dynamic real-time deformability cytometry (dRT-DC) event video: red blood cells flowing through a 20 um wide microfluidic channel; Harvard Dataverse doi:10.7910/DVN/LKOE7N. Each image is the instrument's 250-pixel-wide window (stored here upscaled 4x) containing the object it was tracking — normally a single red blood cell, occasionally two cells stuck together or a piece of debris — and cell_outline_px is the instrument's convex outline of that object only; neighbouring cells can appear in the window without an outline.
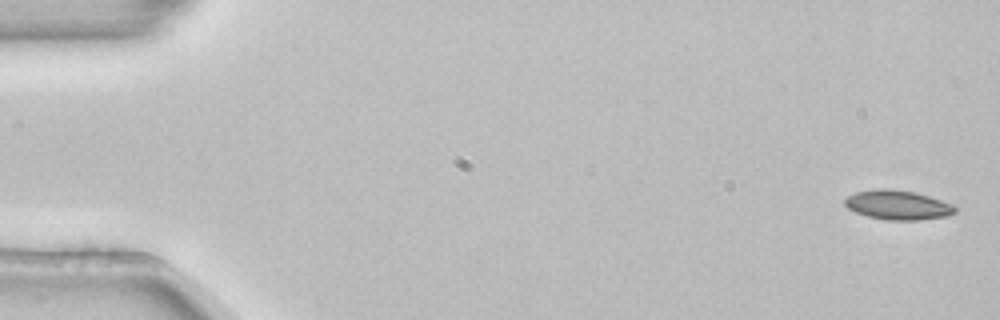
{"species": "common noctule bat (a hibernating species)", "species_latin": "Nyctalus noctula", "temperature_condition": "room temperature", "stored_images_in_passage": 5, "camera_frame_rate_fps": 3000, "um_per_image_px": 0.085, "animal": {"sex": "female", "body_mass_g": 22.7, "forearm_length_mm": 54.2}, "frame": {"image": 1, "passage_image": 1, "time_ms": 0.0, "image_size_px": [1000, 320], "cell_outline_px": [[956, 212], [948, 216], [920, 220], [884, 220], [868, 216], [856, 212], [848, 208], [844, 204], [844, 200], [848, 196], [856, 192], [872, 188], [888, 188], [916, 192], [952, 204], [956, 208]], "centroid_in_image_um": [76.3, 17.42], "position_along_channel_um": 8.7, "area_um2": 19.02}}
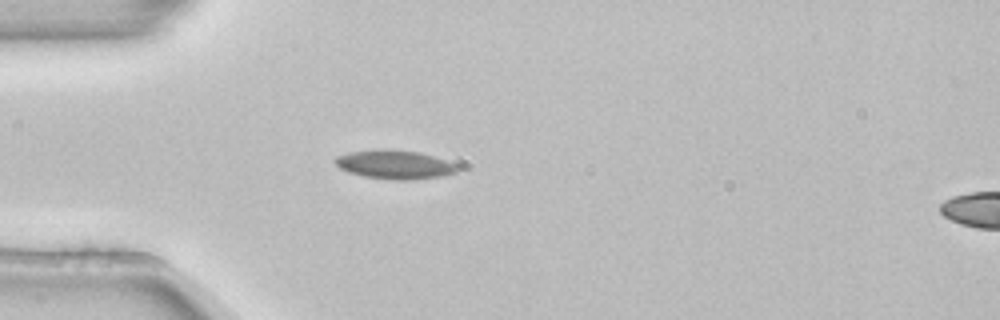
{"frame": {"image": 2, "passage_image": 5, "time_ms": 1.333, "image_size_px": [1000, 320], "cell_outline_px": [[460, 168], [456, 172], [440, 176], [416, 180], [388, 180], [364, 176], [348, 172], [340, 168], [332, 160], [336, 156], [348, 152], [384, 148], [388, 148], [420, 152], [456, 164]], "centroid_in_image_um": [33.51, 13.98], "position_along_channel_um": 51.5, "area_um2": 20.81}}